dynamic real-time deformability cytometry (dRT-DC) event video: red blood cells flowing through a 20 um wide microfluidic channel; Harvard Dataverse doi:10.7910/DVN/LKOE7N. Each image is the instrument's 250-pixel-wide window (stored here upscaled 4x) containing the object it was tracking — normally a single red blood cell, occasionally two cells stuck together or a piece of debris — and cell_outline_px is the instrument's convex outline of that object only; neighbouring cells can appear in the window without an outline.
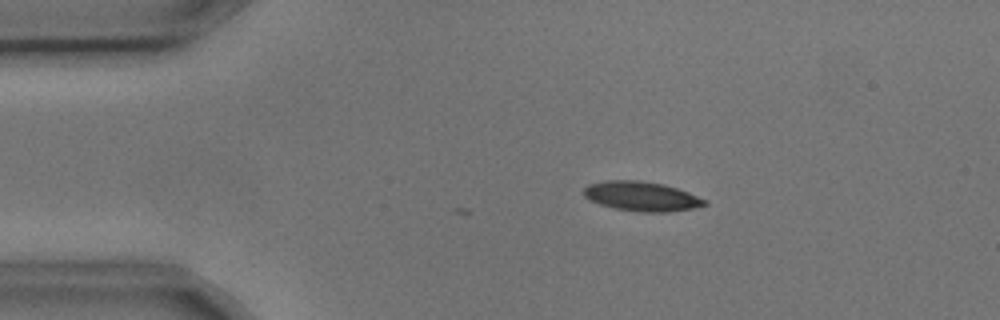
{"species": "common noctule bat (a hibernating species)", "species_latin": "Nyctalus noctula", "temperature_condition": "cold", "stored_images_in_passage": 6, "camera_frame_rate_fps": 3000, "um_per_image_px": 0.085, "animal": {"sex": "male", "body_mass_g": 17.9, "forearm_length_mm": 54.2}, "frame": {"image": 1, "passage_image": 2, "time_ms": 0.333, "image_size_px": [1000, 320], "cell_outline_px": [[708, 204], [692, 208], [668, 212], [640, 212], [616, 208], [600, 204], [584, 196], [584, 188], [588, 184], [604, 180], [640, 180], [664, 184], [688, 192], [708, 200]], "centroid_in_image_um": [54.55, 16.67], "position_along_channel_um": 30.5, "area_um2": 20.75}}
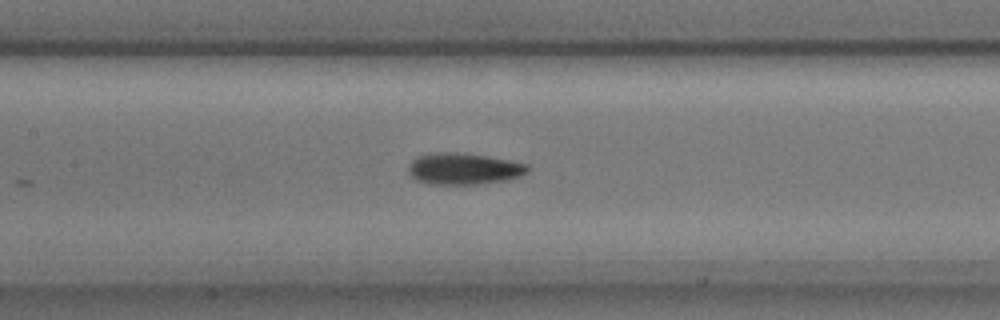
{"frame": {"image": 2, "passage_image": 6, "time_ms": 1.667, "image_size_px": [1000, 320], "cell_outline_px": [[528, 172], [520, 176], [508, 180], [476, 184], [428, 184], [416, 180], [408, 172], [408, 168], [412, 160], [416, 156], [432, 152], [456, 152], [484, 156], [508, 160], [528, 164]], "centroid_in_image_um": [39.38, 14.34], "position_along_channel_um": 168.0, "area_um2": 21.91}}